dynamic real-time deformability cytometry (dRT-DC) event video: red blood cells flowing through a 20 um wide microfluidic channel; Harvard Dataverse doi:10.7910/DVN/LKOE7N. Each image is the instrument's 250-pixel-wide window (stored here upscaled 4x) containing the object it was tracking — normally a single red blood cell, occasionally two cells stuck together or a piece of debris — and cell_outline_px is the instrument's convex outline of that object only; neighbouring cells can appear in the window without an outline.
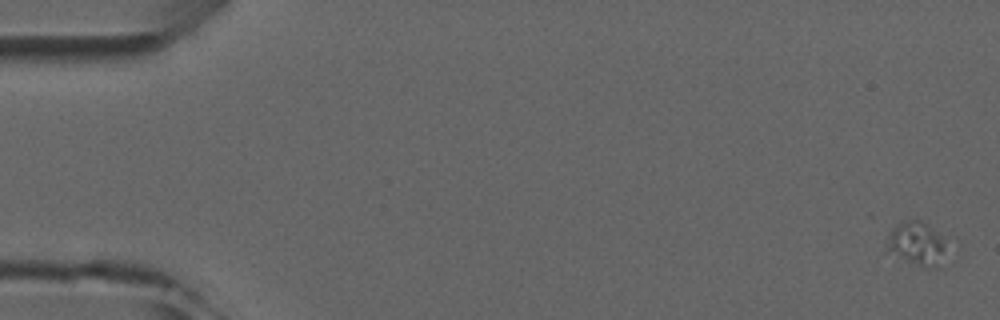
{"species": "common noctule bat (a hibernating species)", "species_latin": "Nyctalus noctula", "temperature_condition": "room temperature", "stored_images_in_passage": 5, "camera_frame_rate_fps": 3000, "um_per_image_px": 0.085, "animal": {"sex": "male", "forearm_length_mm": 52.5}, "frame": {"image": 1, "passage_image": 1, "time_ms": 0.0, "image_size_px": [1000, 320], "cell_outline_px": [[944, 244], [940, 268], [924, 268], [900, 256], [888, 248], [888, 236], [892, 228], [904, 220], [920, 220], [940, 236], [944, 240]], "centroid_in_image_um": [77.94, 20.71], "position_along_channel_um": 7.1, "area_um2": 14.28}}
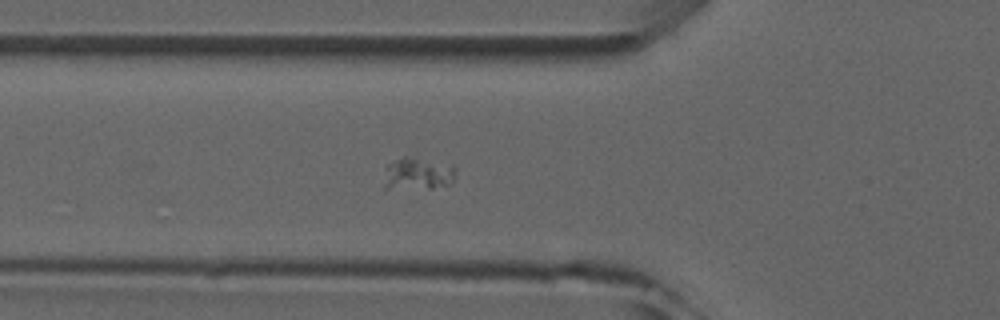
{"frame": {"image": 2, "passage_image": 5, "time_ms": 5.667, "image_size_px": [1000, 320], "cell_outline_px": [[456, 176], [448, 184], [432, 188], [384, 188], [384, 168], [388, 164], [404, 156], [452, 164], [456, 168]], "centroid_in_image_um": [35.51, 14.76], "position_along_channel_um": 90.3, "area_um2": 13.53}}